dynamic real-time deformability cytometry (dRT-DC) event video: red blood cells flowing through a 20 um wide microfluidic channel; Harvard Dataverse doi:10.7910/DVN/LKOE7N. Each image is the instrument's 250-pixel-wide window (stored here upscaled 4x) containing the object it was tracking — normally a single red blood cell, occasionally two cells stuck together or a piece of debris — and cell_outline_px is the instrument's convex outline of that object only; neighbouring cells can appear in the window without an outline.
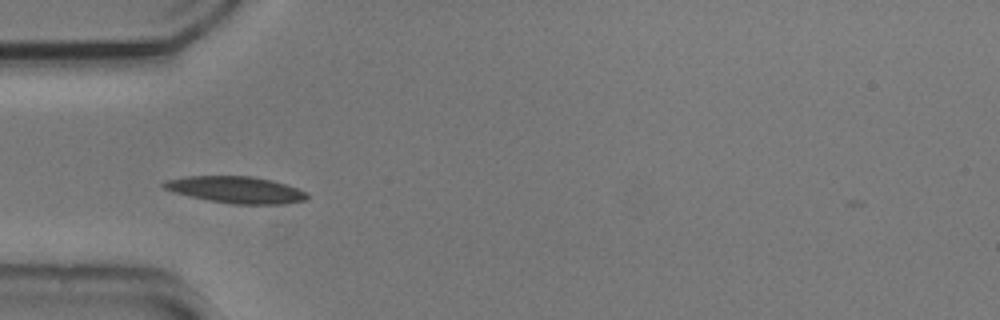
{"species": "common noctule bat (a hibernating species)", "species_latin": "Nyctalus noctula", "temperature_condition": "cold", "stored_images_in_passage": 32, "camera_frame_rate_fps": 3000, "um_per_image_px": 0.085, "animal": {"sex": "male", "body_mass_g": 20.5, "forearm_length_mm": 52.5}, "frame": {"image": 1, "passage_image": 1, "time_ms": 0.0, "image_size_px": [1000, 320], "cell_outline_px": [[308, 196], [304, 200], [284, 204], [232, 204], [208, 200], [172, 192], [164, 188], [160, 184], [164, 180], [188, 176], [252, 176], [272, 180], [308, 192]], "centroid_in_image_um": [20.02, 16.13], "position_along_channel_um": 65.0, "area_um2": 22.31}}
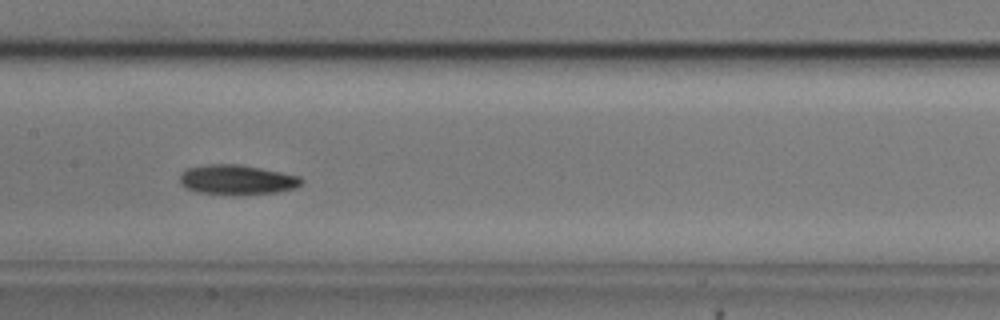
{"frame": {"image": 2, "passage_image": 11, "time_ms": 3.333, "image_size_px": [1000, 320], "cell_outline_px": [[304, 180], [296, 188], [276, 192], [240, 196], [232, 196], [196, 192], [180, 184], [180, 176], [188, 168], [208, 164], [240, 164], [300, 176]], "centroid_in_image_um": [20.15, 15.3], "position_along_channel_um": 187.2, "area_um2": 21.39}}
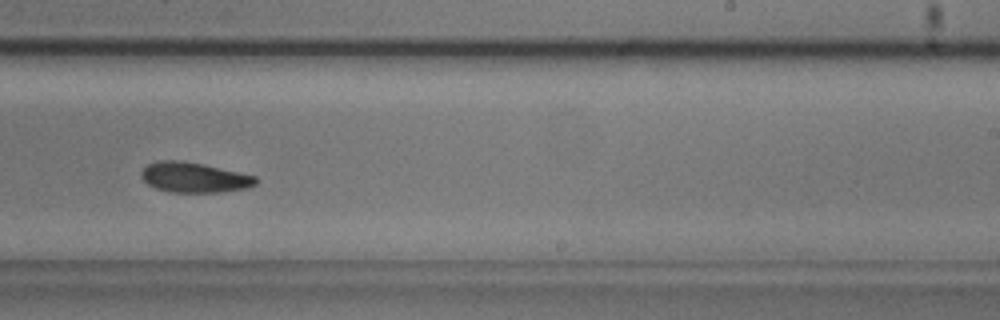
{"frame": {"image": 3, "passage_image": 18, "time_ms": 5.667, "image_size_px": [1000, 320], "cell_outline_px": [[256, 184], [248, 188], [224, 192], [168, 192], [156, 188], [148, 184], [140, 176], [140, 172], [148, 164], [160, 160], [180, 160], [204, 164], [256, 176]], "centroid_in_image_um": [16.5, 15.08], "position_along_channel_um": 272.5, "area_um2": 20.17}, "authors_computed_cell_mechanics": {"area_um2": 20.1722, "velocity_mm_per_s": 3.6695, "shape_relaxation_time_tau1_ms": 5.7135, "shape_relaxation_time_tau2_ms": null, "deformation_change_tau1": 0.1304, "deformation_change_tau2": null}}